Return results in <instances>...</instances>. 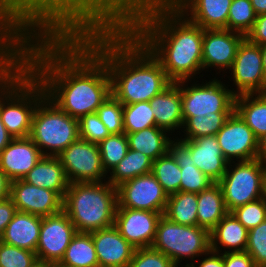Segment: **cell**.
Returning a JSON list of instances; mask_svg holds the SVG:
<instances>
[{
	"instance_id": "obj_53",
	"label": "cell",
	"mask_w": 266,
	"mask_h": 267,
	"mask_svg": "<svg viewBox=\"0 0 266 267\" xmlns=\"http://www.w3.org/2000/svg\"><path fill=\"white\" fill-rule=\"evenodd\" d=\"M11 50V41L0 31V60Z\"/></svg>"
},
{
	"instance_id": "obj_11",
	"label": "cell",
	"mask_w": 266,
	"mask_h": 267,
	"mask_svg": "<svg viewBox=\"0 0 266 267\" xmlns=\"http://www.w3.org/2000/svg\"><path fill=\"white\" fill-rule=\"evenodd\" d=\"M57 158L66 177L74 182H103L106 172L102 165L99 145L78 138L64 149Z\"/></svg>"
},
{
	"instance_id": "obj_49",
	"label": "cell",
	"mask_w": 266,
	"mask_h": 267,
	"mask_svg": "<svg viewBox=\"0 0 266 267\" xmlns=\"http://www.w3.org/2000/svg\"><path fill=\"white\" fill-rule=\"evenodd\" d=\"M16 212V206L10 196L0 200V237Z\"/></svg>"
},
{
	"instance_id": "obj_36",
	"label": "cell",
	"mask_w": 266,
	"mask_h": 267,
	"mask_svg": "<svg viewBox=\"0 0 266 267\" xmlns=\"http://www.w3.org/2000/svg\"><path fill=\"white\" fill-rule=\"evenodd\" d=\"M151 173L168 196L180 191L181 168L169 151L153 161Z\"/></svg>"
},
{
	"instance_id": "obj_21",
	"label": "cell",
	"mask_w": 266,
	"mask_h": 267,
	"mask_svg": "<svg viewBox=\"0 0 266 267\" xmlns=\"http://www.w3.org/2000/svg\"><path fill=\"white\" fill-rule=\"evenodd\" d=\"M42 156L29 137L15 138L0 153V170L10 181L22 179Z\"/></svg>"
},
{
	"instance_id": "obj_13",
	"label": "cell",
	"mask_w": 266,
	"mask_h": 267,
	"mask_svg": "<svg viewBox=\"0 0 266 267\" xmlns=\"http://www.w3.org/2000/svg\"><path fill=\"white\" fill-rule=\"evenodd\" d=\"M76 233L74 224L63 210L55 215L42 217L35 251L38 260L51 266L58 264Z\"/></svg>"
},
{
	"instance_id": "obj_6",
	"label": "cell",
	"mask_w": 266,
	"mask_h": 267,
	"mask_svg": "<svg viewBox=\"0 0 266 267\" xmlns=\"http://www.w3.org/2000/svg\"><path fill=\"white\" fill-rule=\"evenodd\" d=\"M117 204V188L109 182H74L63 198V211L78 233H91L114 225Z\"/></svg>"
},
{
	"instance_id": "obj_45",
	"label": "cell",
	"mask_w": 266,
	"mask_h": 267,
	"mask_svg": "<svg viewBox=\"0 0 266 267\" xmlns=\"http://www.w3.org/2000/svg\"><path fill=\"white\" fill-rule=\"evenodd\" d=\"M127 267H178L169 257L152 247L136 248Z\"/></svg>"
},
{
	"instance_id": "obj_55",
	"label": "cell",
	"mask_w": 266,
	"mask_h": 267,
	"mask_svg": "<svg viewBox=\"0 0 266 267\" xmlns=\"http://www.w3.org/2000/svg\"><path fill=\"white\" fill-rule=\"evenodd\" d=\"M256 15L266 14V0H251Z\"/></svg>"
},
{
	"instance_id": "obj_58",
	"label": "cell",
	"mask_w": 266,
	"mask_h": 267,
	"mask_svg": "<svg viewBox=\"0 0 266 267\" xmlns=\"http://www.w3.org/2000/svg\"><path fill=\"white\" fill-rule=\"evenodd\" d=\"M264 198L266 200V179H265V188H264Z\"/></svg>"
},
{
	"instance_id": "obj_32",
	"label": "cell",
	"mask_w": 266,
	"mask_h": 267,
	"mask_svg": "<svg viewBox=\"0 0 266 267\" xmlns=\"http://www.w3.org/2000/svg\"><path fill=\"white\" fill-rule=\"evenodd\" d=\"M57 265L66 267H99L91 234L77 232Z\"/></svg>"
},
{
	"instance_id": "obj_16",
	"label": "cell",
	"mask_w": 266,
	"mask_h": 267,
	"mask_svg": "<svg viewBox=\"0 0 266 267\" xmlns=\"http://www.w3.org/2000/svg\"><path fill=\"white\" fill-rule=\"evenodd\" d=\"M161 216L160 212L117 207L114 226L135 248L151 247Z\"/></svg>"
},
{
	"instance_id": "obj_42",
	"label": "cell",
	"mask_w": 266,
	"mask_h": 267,
	"mask_svg": "<svg viewBox=\"0 0 266 267\" xmlns=\"http://www.w3.org/2000/svg\"><path fill=\"white\" fill-rule=\"evenodd\" d=\"M37 261L35 252L0 241V267H31Z\"/></svg>"
},
{
	"instance_id": "obj_59",
	"label": "cell",
	"mask_w": 266,
	"mask_h": 267,
	"mask_svg": "<svg viewBox=\"0 0 266 267\" xmlns=\"http://www.w3.org/2000/svg\"><path fill=\"white\" fill-rule=\"evenodd\" d=\"M51 267H66V266H61V265L54 264Z\"/></svg>"
},
{
	"instance_id": "obj_37",
	"label": "cell",
	"mask_w": 266,
	"mask_h": 267,
	"mask_svg": "<svg viewBox=\"0 0 266 267\" xmlns=\"http://www.w3.org/2000/svg\"><path fill=\"white\" fill-rule=\"evenodd\" d=\"M156 126L149 101L123 105L124 133H133Z\"/></svg>"
},
{
	"instance_id": "obj_51",
	"label": "cell",
	"mask_w": 266,
	"mask_h": 267,
	"mask_svg": "<svg viewBox=\"0 0 266 267\" xmlns=\"http://www.w3.org/2000/svg\"><path fill=\"white\" fill-rule=\"evenodd\" d=\"M11 181L0 170V200L6 199L10 196Z\"/></svg>"
},
{
	"instance_id": "obj_57",
	"label": "cell",
	"mask_w": 266,
	"mask_h": 267,
	"mask_svg": "<svg viewBox=\"0 0 266 267\" xmlns=\"http://www.w3.org/2000/svg\"><path fill=\"white\" fill-rule=\"evenodd\" d=\"M31 267H51V265L49 264H46V263H43L41 262L40 260H38L33 266Z\"/></svg>"
},
{
	"instance_id": "obj_48",
	"label": "cell",
	"mask_w": 266,
	"mask_h": 267,
	"mask_svg": "<svg viewBox=\"0 0 266 267\" xmlns=\"http://www.w3.org/2000/svg\"><path fill=\"white\" fill-rule=\"evenodd\" d=\"M224 267H257L246 251L224 253Z\"/></svg>"
},
{
	"instance_id": "obj_34",
	"label": "cell",
	"mask_w": 266,
	"mask_h": 267,
	"mask_svg": "<svg viewBox=\"0 0 266 267\" xmlns=\"http://www.w3.org/2000/svg\"><path fill=\"white\" fill-rule=\"evenodd\" d=\"M163 215L177 224L198 226L197 193L178 191L169 195Z\"/></svg>"
},
{
	"instance_id": "obj_10",
	"label": "cell",
	"mask_w": 266,
	"mask_h": 267,
	"mask_svg": "<svg viewBox=\"0 0 266 267\" xmlns=\"http://www.w3.org/2000/svg\"><path fill=\"white\" fill-rule=\"evenodd\" d=\"M189 80L177 81L181 85L183 122L196 115L235 111V90L228 89L218 79L203 84L186 85ZM187 86V87H186Z\"/></svg>"
},
{
	"instance_id": "obj_47",
	"label": "cell",
	"mask_w": 266,
	"mask_h": 267,
	"mask_svg": "<svg viewBox=\"0 0 266 267\" xmlns=\"http://www.w3.org/2000/svg\"><path fill=\"white\" fill-rule=\"evenodd\" d=\"M245 38L256 45H266V14H261L256 17L252 29L247 33Z\"/></svg>"
},
{
	"instance_id": "obj_2",
	"label": "cell",
	"mask_w": 266,
	"mask_h": 267,
	"mask_svg": "<svg viewBox=\"0 0 266 267\" xmlns=\"http://www.w3.org/2000/svg\"><path fill=\"white\" fill-rule=\"evenodd\" d=\"M79 35L105 60L111 93L123 105L150 101L172 83L161 63L128 29Z\"/></svg>"
},
{
	"instance_id": "obj_12",
	"label": "cell",
	"mask_w": 266,
	"mask_h": 267,
	"mask_svg": "<svg viewBox=\"0 0 266 267\" xmlns=\"http://www.w3.org/2000/svg\"><path fill=\"white\" fill-rule=\"evenodd\" d=\"M231 79L236 86L235 95L266 93V77L262 62V46L241 42L230 68Z\"/></svg>"
},
{
	"instance_id": "obj_52",
	"label": "cell",
	"mask_w": 266,
	"mask_h": 267,
	"mask_svg": "<svg viewBox=\"0 0 266 267\" xmlns=\"http://www.w3.org/2000/svg\"><path fill=\"white\" fill-rule=\"evenodd\" d=\"M14 138L8 133L0 117V153Z\"/></svg>"
},
{
	"instance_id": "obj_24",
	"label": "cell",
	"mask_w": 266,
	"mask_h": 267,
	"mask_svg": "<svg viewBox=\"0 0 266 267\" xmlns=\"http://www.w3.org/2000/svg\"><path fill=\"white\" fill-rule=\"evenodd\" d=\"M41 224V216L17 211L0 237V241L35 252Z\"/></svg>"
},
{
	"instance_id": "obj_19",
	"label": "cell",
	"mask_w": 266,
	"mask_h": 267,
	"mask_svg": "<svg viewBox=\"0 0 266 267\" xmlns=\"http://www.w3.org/2000/svg\"><path fill=\"white\" fill-rule=\"evenodd\" d=\"M187 20L203 29H227L232 0H167ZM190 15V17H189Z\"/></svg>"
},
{
	"instance_id": "obj_3",
	"label": "cell",
	"mask_w": 266,
	"mask_h": 267,
	"mask_svg": "<svg viewBox=\"0 0 266 267\" xmlns=\"http://www.w3.org/2000/svg\"><path fill=\"white\" fill-rule=\"evenodd\" d=\"M128 30L161 63L172 82L201 73L204 29L167 0H158Z\"/></svg>"
},
{
	"instance_id": "obj_43",
	"label": "cell",
	"mask_w": 266,
	"mask_h": 267,
	"mask_svg": "<svg viewBox=\"0 0 266 267\" xmlns=\"http://www.w3.org/2000/svg\"><path fill=\"white\" fill-rule=\"evenodd\" d=\"M246 252L257 267H266V220L248 231Z\"/></svg>"
},
{
	"instance_id": "obj_9",
	"label": "cell",
	"mask_w": 266,
	"mask_h": 267,
	"mask_svg": "<svg viewBox=\"0 0 266 267\" xmlns=\"http://www.w3.org/2000/svg\"><path fill=\"white\" fill-rule=\"evenodd\" d=\"M227 170L218 182L222 189L225 207L228 212L264 197L266 164L258 158L238 161Z\"/></svg>"
},
{
	"instance_id": "obj_8",
	"label": "cell",
	"mask_w": 266,
	"mask_h": 267,
	"mask_svg": "<svg viewBox=\"0 0 266 267\" xmlns=\"http://www.w3.org/2000/svg\"><path fill=\"white\" fill-rule=\"evenodd\" d=\"M152 248L169 257L177 266L182 259H193L210 251V232L199 226L177 224L163 214L160 217Z\"/></svg>"
},
{
	"instance_id": "obj_5",
	"label": "cell",
	"mask_w": 266,
	"mask_h": 267,
	"mask_svg": "<svg viewBox=\"0 0 266 267\" xmlns=\"http://www.w3.org/2000/svg\"><path fill=\"white\" fill-rule=\"evenodd\" d=\"M45 95L42 82L10 50L0 60V117L14 139L30 136L35 108Z\"/></svg>"
},
{
	"instance_id": "obj_1",
	"label": "cell",
	"mask_w": 266,
	"mask_h": 267,
	"mask_svg": "<svg viewBox=\"0 0 266 267\" xmlns=\"http://www.w3.org/2000/svg\"><path fill=\"white\" fill-rule=\"evenodd\" d=\"M11 51L71 117L96 113L112 94L105 60L79 34L33 31L13 38Z\"/></svg>"
},
{
	"instance_id": "obj_15",
	"label": "cell",
	"mask_w": 266,
	"mask_h": 267,
	"mask_svg": "<svg viewBox=\"0 0 266 267\" xmlns=\"http://www.w3.org/2000/svg\"><path fill=\"white\" fill-rule=\"evenodd\" d=\"M224 158L228 162L257 158L258 139L252 129L234 111L216 134ZM239 159V160H238Z\"/></svg>"
},
{
	"instance_id": "obj_33",
	"label": "cell",
	"mask_w": 266,
	"mask_h": 267,
	"mask_svg": "<svg viewBox=\"0 0 266 267\" xmlns=\"http://www.w3.org/2000/svg\"><path fill=\"white\" fill-rule=\"evenodd\" d=\"M152 164L153 161L140 151L129 149L126 156L111 170L107 182L117 188L132 178L150 173Z\"/></svg>"
},
{
	"instance_id": "obj_28",
	"label": "cell",
	"mask_w": 266,
	"mask_h": 267,
	"mask_svg": "<svg viewBox=\"0 0 266 267\" xmlns=\"http://www.w3.org/2000/svg\"><path fill=\"white\" fill-rule=\"evenodd\" d=\"M38 30L40 24L16 0H0V31L10 41Z\"/></svg>"
},
{
	"instance_id": "obj_44",
	"label": "cell",
	"mask_w": 266,
	"mask_h": 267,
	"mask_svg": "<svg viewBox=\"0 0 266 267\" xmlns=\"http://www.w3.org/2000/svg\"><path fill=\"white\" fill-rule=\"evenodd\" d=\"M79 138L99 144L110 134L96 113L87 114L78 119Z\"/></svg>"
},
{
	"instance_id": "obj_39",
	"label": "cell",
	"mask_w": 266,
	"mask_h": 267,
	"mask_svg": "<svg viewBox=\"0 0 266 267\" xmlns=\"http://www.w3.org/2000/svg\"><path fill=\"white\" fill-rule=\"evenodd\" d=\"M251 0H232L229 8L227 29L247 35L256 21Z\"/></svg>"
},
{
	"instance_id": "obj_46",
	"label": "cell",
	"mask_w": 266,
	"mask_h": 267,
	"mask_svg": "<svg viewBox=\"0 0 266 267\" xmlns=\"http://www.w3.org/2000/svg\"><path fill=\"white\" fill-rule=\"evenodd\" d=\"M40 25L65 0H16Z\"/></svg>"
},
{
	"instance_id": "obj_14",
	"label": "cell",
	"mask_w": 266,
	"mask_h": 267,
	"mask_svg": "<svg viewBox=\"0 0 266 267\" xmlns=\"http://www.w3.org/2000/svg\"><path fill=\"white\" fill-rule=\"evenodd\" d=\"M168 197L151 172L132 178L117 187V207L164 214Z\"/></svg>"
},
{
	"instance_id": "obj_26",
	"label": "cell",
	"mask_w": 266,
	"mask_h": 267,
	"mask_svg": "<svg viewBox=\"0 0 266 267\" xmlns=\"http://www.w3.org/2000/svg\"><path fill=\"white\" fill-rule=\"evenodd\" d=\"M248 231L231 212H228L210 231V250L220 253L222 246L225 248L224 253L227 252L226 249L228 252L246 251Z\"/></svg>"
},
{
	"instance_id": "obj_27",
	"label": "cell",
	"mask_w": 266,
	"mask_h": 267,
	"mask_svg": "<svg viewBox=\"0 0 266 267\" xmlns=\"http://www.w3.org/2000/svg\"><path fill=\"white\" fill-rule=\"evenodd\" d=\"M169 152L181 168L180 191L200 193L215 183L194 165L189 149L179 138L171 141Z\"/></svg>"
},
{
	"instance_id": "obj_7",
	"label": "cell",
	"mask_w": 266,
	"mask_h": 267,
	"mask_svg": "<svg viewBox=\"0 0 266 267\" xmlns=\"http://www.w3.org/2000/svg\"><path fill=\"white\" fill-rule=\"evenodd\" d=\"M29 138L43 156H58L79 138L78 119L45 95L35 108Z\"/></svg>"
},
{
	"instance_id": "obj_17",
	"label": "cell",
	"mask_w": 266,
	"mask_h": 267,
	"mask_svg": "<svg viewBox=\"0 0 266 267\" xmlns=\"http://www.w3.org/2000/svg\"><path fill=\"white\" fill-rule=\"evenodd\" d=\"M10 197L20 212L45 217L63 210V199L55 191L34 186L23 179L11 181Z\"/></svg>"
},
{
	"instance_id": "obj_54",
	"label": "cell",
	"mask_w": 266,
	"mask_h": 267,
	"mask_svg": "<svg viewBox=\"0 0 266 267\" xmlns=\"http://www.w3.org/2000/svg\"><path fill=\"white\" fill-rule=\"evenodd\" d=\"M257 158L266 164V134L258 139Z\"/></svg>"
},
{
	"instance_id": "obj_22",
	"label": "cell",
	"mask_w": 266,
	"mask_h": 267,
	"mask_svg": "<svg viewBox=\"0 0 266 267\" xmlns=\"http://www.w3.org/2000/svg\"><path fill=\"white\" fill-rule=\"evenodd\" d=\"M180 141L189 149L194 165L218 183L224 176L229 162L221 152L216 135Z\"/></svg>"
},
{
	"instance_id": "obj_50",
	"label": "cell",
	"mask_w": 266,
	"mask_h": 267,
	"mask_svg": "<svg viewBox=\"0 0 266 267\" xmlns=\"http://www.w3.org/2000/svg\"><path fill=\"white\" fill-rule=\"evenodd\" d=\"M207 255V257H206ZM210 255V256H209ZM199 262L198 267H224V253H218L215 251H208L205 254V258ZM188 267H197L194 264H190Z\"/></svg>"
},
{
	"instance_id": "obj_4",
	"label": "cell",
	"mask_w": 266,
	"mask_h": 267,
	"mask_svg": "<svg viewBox=\"0 0 266 267\" xmlns=\"http://www.w3.org/2000/svg\"><path fill=\"white\" fill-rule=\"evenodd\" d=\"M158 0H65L41 25L50 34L129 29Z\"/></svg>"
},
{
	"instance_id": "obj_56",
	"label": "cell",
	"mask_w": 266,
	"mask_h": 267,
	"mask_svg": "<svg viewBox=\"0 0 266 267\" xmlns=\"http://www.w3.org/2000/svg\"><path fill=\"white\" fill-rule=\"evenodd\" d=\"M262 62H263V69L266 77V45L262 46Z\"/></svg>"
},
{
	"instance_id": "obj_29",
	"label": "cell",
	"mask_w": 266,
	"mask_h": 267,
	"mask_svg": "<svg viewBox=\"0 0 266 267\" xmlns=\"http://www.w3.org/2000/svg\"><path fill=\"white\" fill-rule=\"evenodd\" d=\"M227 213L222 189L218 183H214L209 188L197 193L199 227H203L210 232Z\"/></svg>"
},
{
	"instance_id": "obj_23",
	"label": "cell",
	"mask_w": 266,
	"mask_h": 267,
	"mask_svg": "<svg viewBox=\"0 0 266 267\" xmlns=\"http://www.w3.org/2000/svg\"><path fill=\"white\" fill-rule=\"evenodd\" d=\"M158 128L170 133L183 128L181 85L172 82L149 101Z\"/></svg>"
},
{
	"instance_id": "obj_31",
	"label": "cell",
	"mask_w": 266,
	"mask_h": 267,
	"mask_svg": "<svg viewBox=\"0 0 266 267\" xmlns=\"http://www.w3.org/2000/svg\"><path fill=\"white\" fill-rule=\"evenodd\" d=\"M168 132L152 126L140 131L128 133V145L129 149L140 151L152 161L165 155L169 151V145L171 143V137L166 135Z\"/></svg>"
},
{
	"instance_id": "obj_41",
	"label": "cell",
	"mask_w": 266,
	"mask_h": 267,
	"mask_svg": "<svg viewBox=\"0 0 266 267\" xmlns=\"http://www.w3.org/2000/svg\"><path fill=\"white\" fill-rule=\"evenodd\" d=\"M231 213L245 228L251 230L266 220V200L259 198L235 208Z\"/></svg>"
},
{
	"instance_id": "obj_30",
	"label": "cell",
	"mask_w": 266,
	"mask_h": 267,
	"mask_svg": "<svg viewBox=\"0 0 266 267\" xmlns=\"http://www.w3.org/2000/svg\"><path fill=\"white\" fill-rule=\"evenodd\" d=\"M235 112L252 129L257 139L266 134V93L236 96Z\"/></svg>"
},
{
	"instance_id": "obj_35",
	"label": "cell",
	"mask_w": 266,
	"mask_h": 267,
	"mask_svg": "<svg viewBox=\"0 0 266 267\" xmlns=\"http://www.w3.org/2000/svg\"><path fill=\"white\" fill-rule=\"evenodd\" d=\"M233 112H216L189 117L183 125L185 138L193 140L199 137L216 135Z\"/></svg>"
},
{
	"instance_id": "obj_18",
	"label": "cell",
	"mask_w": 266,
	"mask_h": 267,
	"mask_svg": "<svg viewBox=\"0 0 266 267\" xmlns=\"http://www.w3.org/2000/svg\"><path fill=\"white\" fill-rule=\"evenodd\" d=\"M245 35L228 29H204L202 66L230 69ZM223 68V69H221Z\"/></svg>"
},
{
	"instance_id": "obj_20",
	"label": "cell",
	"mask_w": 266,
	"mask_h": 267,
	"mask_svg": "<svg viewBox=\"0 0 266 267\" xmlns=\"http://www.w3.org/2000/svg\"><path fill=\"white\" fill-rule=\"evenodd\" d=\"M99 267H127L132 260V246L113 225L90 233Z\"/></svg>"
},
{
	"instance_id": "obj_40",
	"label": "cell",
	"mask_w": 266,
	"mask_h": 267,
	"mask_svg": "<svg viewBox=\"0 0 266 267\" xmlns=\"http://www.w3.org/2000/svg\"><path fill=\"white\" fill-rule=\"evenodd\" d=\"M96 114L106 126L110 135L124 133L123 104L112 94L97 109Z\"/></svg>"
},
{
	"instance_id": "obj_25",
	"label": "cell",
	"mask_w": 266,
	"mask_h": 267,
	"mask_svg": "<svg viewBox=\"0 0 266 267\" xmlns=\"http://www.w3.org/2000/svg\"><path fill=\"white\" fill-rule=\"evenodd\" d=\"M22 179L34 186L55 191L62 199L70 184L57 156H42Z\"/></svg>"
},
{
	"instance_id": "obj_38",
	"label": "cell",
	"mask_w": 266,
	"mask_h": 267,
	"mask_svg": "<svg viewBox=\"0 0 266 267\" xmlns=\"http://www.w3.org/2000/svg\"><path fill=\"white\" fill-rule=\"evenodd\" d=\"M102 165L106 174L126 156L129 145L126 133L111 134L99 144Z\"/></svg>"
}]
</instances>
